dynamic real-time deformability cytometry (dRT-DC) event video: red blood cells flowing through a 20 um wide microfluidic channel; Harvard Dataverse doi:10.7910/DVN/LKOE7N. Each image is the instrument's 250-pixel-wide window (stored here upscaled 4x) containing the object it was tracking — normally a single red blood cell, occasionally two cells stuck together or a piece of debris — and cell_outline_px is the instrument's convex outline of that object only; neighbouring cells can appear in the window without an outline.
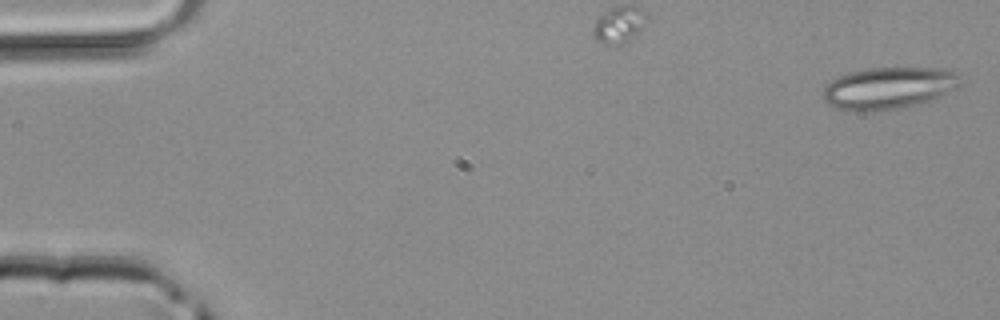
{"species": "common noctule bat (a hibernating species)", "species_latin": "Nyctalus noctula", "temperature_condition": "room temperature", "stored_images_in_passage": 7, "camera_frame_rate_fps": 3000, "um_per_image_px": 0.085, "animal": {"sex": "male", "body_mass_g": 20.4}, "frame": {"image": 1, "passage_image": 1, "time_ms": 0.0, "image_size_px": [1000, 320], "cell_outline_px": [[960, 84], [956, 88], [924, 104], [900, 108], [840, 108], [828, 104], [824, 100], [824, 88], [832, 80], [840, 76], [852, 72], [868, 68], [948, 68], [960, 72]], "centroid_in_image_um": [75.67, 7.43], "position_along_channel_um": 9.3, "area_um2": 32.77}}